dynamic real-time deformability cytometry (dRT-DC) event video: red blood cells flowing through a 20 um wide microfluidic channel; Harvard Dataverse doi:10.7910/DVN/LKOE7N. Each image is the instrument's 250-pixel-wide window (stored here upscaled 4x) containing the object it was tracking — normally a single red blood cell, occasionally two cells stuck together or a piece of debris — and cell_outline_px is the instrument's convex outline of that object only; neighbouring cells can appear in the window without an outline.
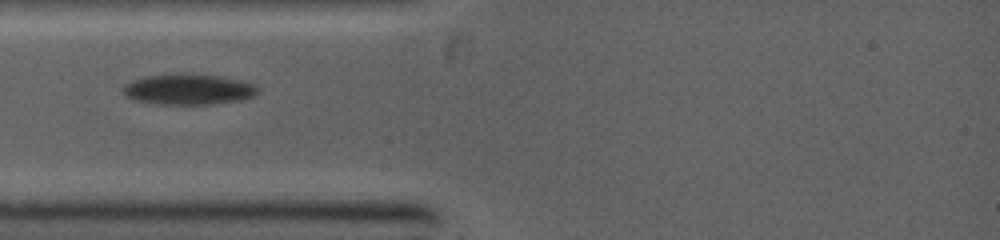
{"species": "common noctule bat (a hibernating species)", "species_latin": "Nyctalus noctula", "temperature_condition": "warm", "stored_images_in_passage": 54, "camera_frame_rate_fps": 5000, "um_per_image_px": 0.085, "animal": {"sex": "female", "body_mass_g": 19.0, "forearm_length_mm": 53.3}, "frame": {"image": 1, "passage_image": 1, "time_ms": 0.0, "image_size_px": [1000, 240], "cell_outline_px": [[256, 96], [240, 100], [212, 104], [156, 104], [136, 100], [128, 96], [120, 88], [124, 84], [132, 80], [144, 76], [176, 72], [180, 72], [220, 76], [240, 80], [252, 84], [256, 88]], "centroid_in_image_um": [15.96, 7.57], "position_along_channel_um": 69.0, "area_um2": 24.33}}
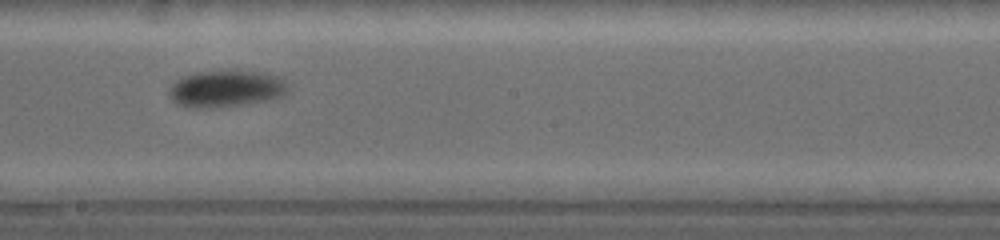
{"frame": {"image": 2, "passage_image": 22, "time_ms": 3.6, "image_size_px": [1000, 240], "cell_outline_px": [[288, 88], [280, 96], [272, 100], [208, 108], [180, 104], [172, 100], [168, 96], [168, 92], [172, 84], [176, 80], [184, 76], [196, 72], [268, 72], [284, 80]], "centroid_in_image_um": [19.21, 7.54], "position_along_channel_um": 229.0, "area_um2": 24.74}}
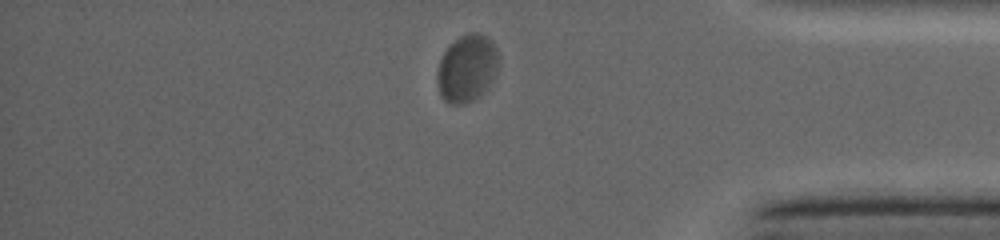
{"frame": {"image": 3, "passage_image": 46, "time_ms": 7.8, "image_size_px": [1000, 240], "cell_outline_px": [[496, 68], [492, 80], [488, 88], [480, 96], [464, 104], [448, 104], [440, 96], [436, 80], [436, 72], [440, 60], [444, 52], [460, 36], [472, 32], [480, 32], [492, 40], [496, 48]], "centroid_in_image_um": [39.65, 5.83], "position_along_channel_um": 395.5, "area_um2": 23.99}}